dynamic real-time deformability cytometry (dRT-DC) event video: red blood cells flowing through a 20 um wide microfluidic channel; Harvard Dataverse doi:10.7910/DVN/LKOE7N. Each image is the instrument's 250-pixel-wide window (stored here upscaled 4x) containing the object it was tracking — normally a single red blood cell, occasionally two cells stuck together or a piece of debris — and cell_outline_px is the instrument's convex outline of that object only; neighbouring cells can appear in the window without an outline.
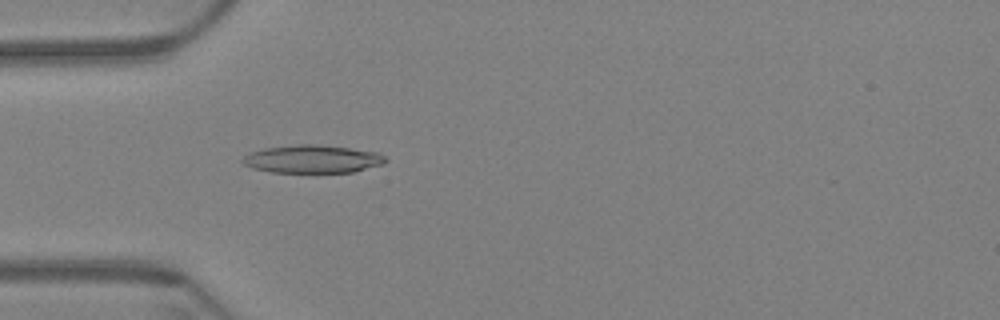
{"species": "Egyptian fruit bat (a non-hibernating species)", "species_latin": "Rousettus aegyptiacus", "temperature_condition": "warm", "stored_images_in_passage": 59, "camera_frame_rate_fps": 3000, "um_per_image_px": 0.085, "animal": {"sex": "female"}, "frame": {"image": 1, "passage_image": 17, "time_ms": 5.333, "image_size_px": [1000, 320], "cell_outline_px": [[388, 160], [384, 164], [352, 172], [272, 172], [252, 168], [244, 164], [240, 160], [248, 152], [264, 148], [300, 144], [316, 144], [348, 148], [376, 152], [384, 156]], "centroid_in_image_um": [26.53, 13.52], "position_along_channel_um": 58.5, "area_um2": 23.24}}
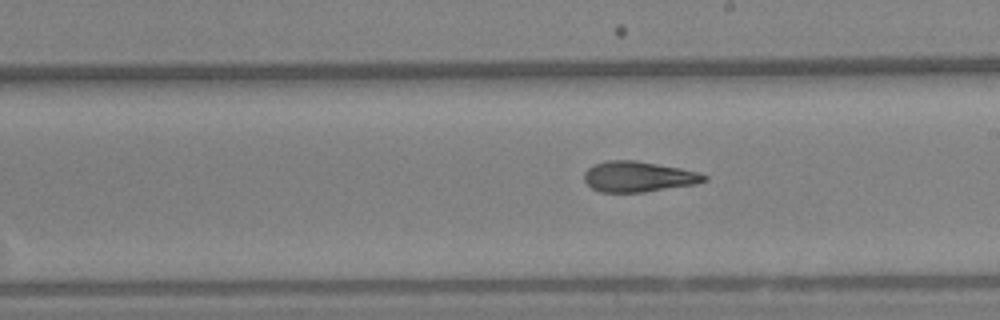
{"frame": {"image": 2, "passage_image": 33, "time_ms": 10.667, "image_size_px": [1000, 320], "cell_outline_px": [[708, 180], [696, 184], [644, 192], [600, 192], [592, 188], [584, 180], [584, 172], [592, 164], [608, 160], [636, 160], [680, 168], [700, 172], [708, 176]], "centroid_in_image_um": [54.27, 15.01], "position_along_channel_um": 234.7, "area_um2": 21.5}}
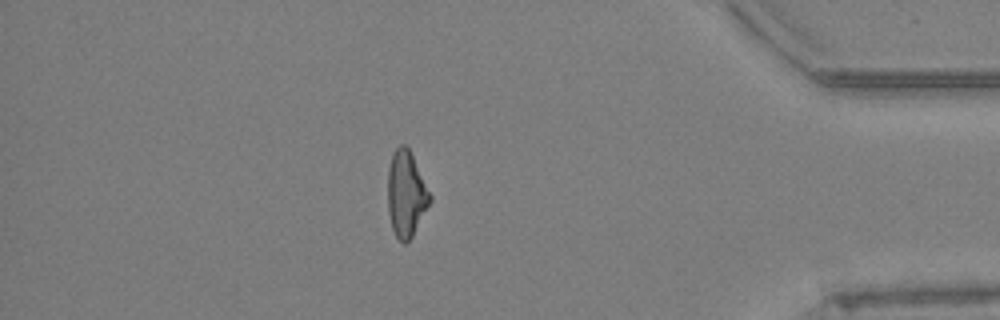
{"frame": {"image": 3, "passage_image": 51, "time_ms": 16.667, "image_size_px": [1000, 320], "cell_outline_px": [[432, 200], [412, 236], [404, 244], [396, 236], [392, 228], [388, 212], [388, 168], [392, 152], [400, 144], [404, 144], [408, 148], [432, 196]], "centroid_in_image_um": [34.51, 16.48], "position_along_channel_um": 400.7, "area_um2": 20.92}, "authors_computed_cell_mechanics": {"area_um2": 21.8484, "velocity_mm_per_s": 3.3852, "shape_relaxation_time_tau1_ms": null, "shape_relaxation_time_tau2_ms": 3.8582, "deformation_change_tau1": null, "deformation_change_tau2": 0.1298}}